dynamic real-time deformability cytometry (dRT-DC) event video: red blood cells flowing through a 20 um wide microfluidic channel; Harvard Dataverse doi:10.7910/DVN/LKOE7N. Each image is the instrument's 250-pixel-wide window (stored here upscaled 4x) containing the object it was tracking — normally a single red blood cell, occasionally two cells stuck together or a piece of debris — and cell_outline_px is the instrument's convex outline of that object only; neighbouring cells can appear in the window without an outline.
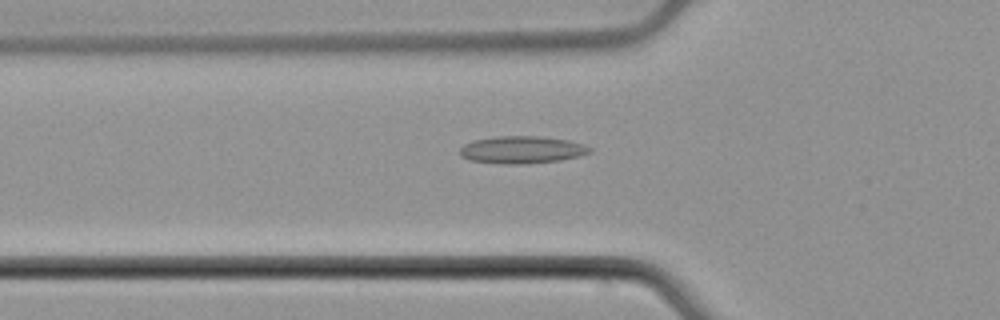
{"species": "common noctule bat (a hibernating species)", "species_latin": "Nyctalus noctula", "temperature_condition": "cold", "stored_images_in_passage": 38, "camera_frame_rate_fps": 3000, "um_per_image_px": 0.085, "animal": {"sex": "male", "body_mass_g": 21.5, "forearm_length_mm": 52.0}, "frame": {"image": 1, "passage_image": 4, "time_ms": 1.0, "image_size_px": [1000, 320], "cell_outline_px": [[592, 152], [580, 156], [560, 160], [524, 164], [504, 164], [472, 160], [460, 156], [460, 148], [464, 144], [472, 140], [496, 136], [536, 136], [568, 140], [584, 144], [592, 148]], "centroid_in_image_um": [44.37, 12.73], "position_along_channel_um": 81.4, "area_um2": 20.75}}
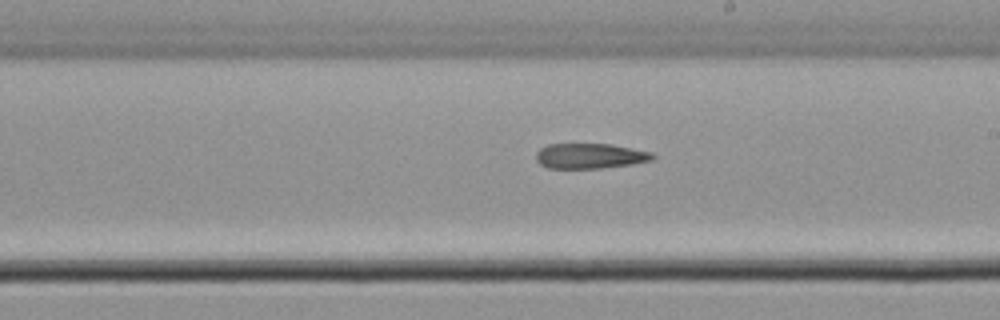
{"frame": {"image": 2, "passage_image": 16, "time_ms": 5.0, "image_size_px": [1000, 320], "cell_outline_px": [[656, 156], [652, 160], [632, 164], [600, 168], [548, 168], [540, 164], [536, 160], [536, 152], [540, 148], [548, 144], [612, 144], [652, 152]], "centroid_in_image_um": [50.15, 13.25], "position_along_channel_um": 238.8, "area_um2": 17.17}}
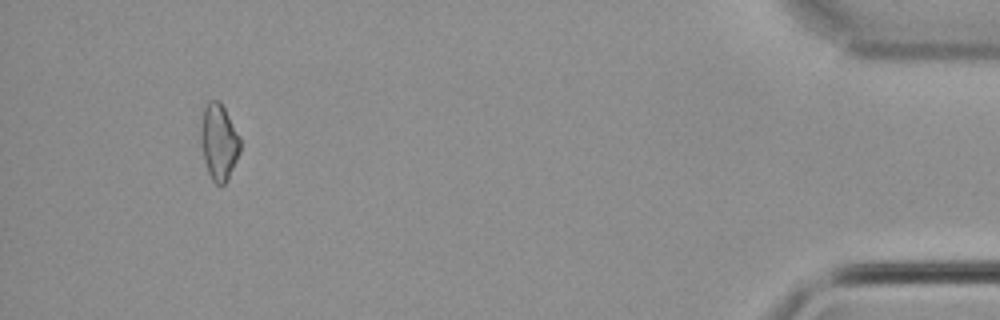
{"frame": {"image": 3, "passage_image": 35, "time_ms": 11.333, "image_size_px": [1000, 320], "cell_outline_px": [[240, 152], [228, 180], [224, 184], [216, 184], [212, 180], [208, 172], [204, 160], [200, 144], [200, 132], [204, 108], [208, 100], [220, 100], [240, 136]], "centroid_in_image_um": [18.6, 12.06], "position_along_channel_um": 416.6, "area_um2": 17.63}}